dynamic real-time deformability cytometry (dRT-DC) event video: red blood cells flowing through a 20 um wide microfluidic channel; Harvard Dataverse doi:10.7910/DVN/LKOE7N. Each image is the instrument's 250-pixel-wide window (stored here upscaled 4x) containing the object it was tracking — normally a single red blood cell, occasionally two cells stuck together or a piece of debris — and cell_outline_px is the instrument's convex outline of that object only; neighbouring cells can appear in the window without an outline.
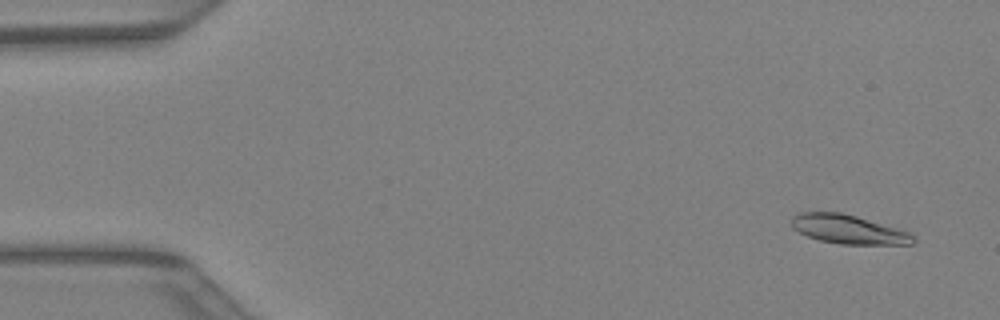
{"species": "Egyptian fruit bat (a non-hibernating species)", "species_latin": "Rousettus aegyptiacus", "temperature_condition": "warm", "stored_images_in_passage": 42, "camera_frame_rate_fps": 3000, "um_per_image_px": 0.085, "animal": {"sex": "female"}, "frame": {"image": 1, "passage_image": 3, "time_ms": 0.667, "image_size_px": [1000, 320], "cell_outline_px": [[916, 240], [912, 244], [840, 244], [820, 240], [808, 236], [792, 228], [792, 216], [800, 212], [840, 212], [856, 216], [908, 232]], "centroid_in_image_um": [72.07, 19.49], "position_along_channel_um": 12.9, "area_um2": 20.17}}
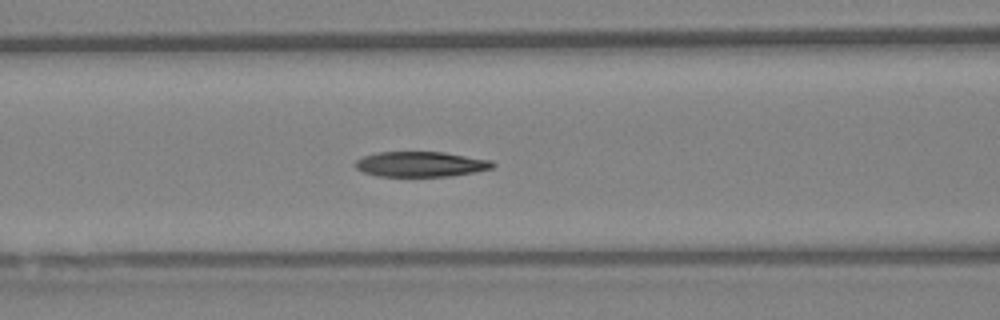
{"frame": {"image": 2, "passage_image": 18, "time_ms": 5.667, "image_size_px": [1000, 320], "cell_outline_px": [[496, 164], [492, 168], [452, 176], [376, 176], [364, 172], [356, 168], [352, 164], [356, 160], [364, 156], [376, 152], [444, 152], [492, 160]], "centroid_in_image_um": [35.74, 13.95], "position_along_channel_um": 130.9, "area_um2": 20.23}}
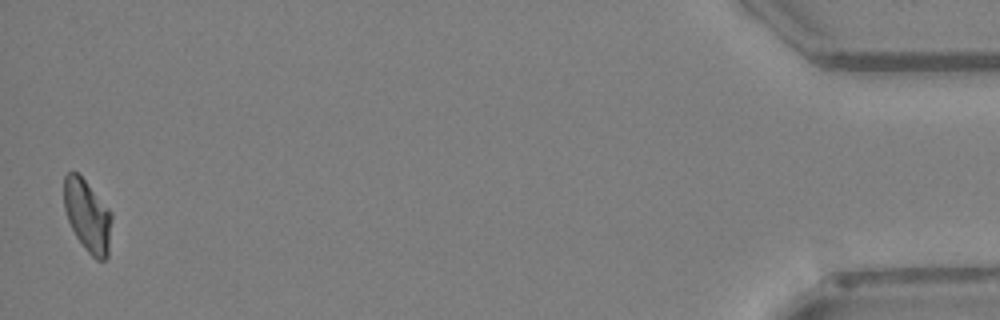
{"frame": {"image": 3, "passage_image": 42, "time_ms": 13.667, "image_size_px": [1000, 320], "cell_outline_px": [[112, 220], [108, 256], [104, 260], [96, 260], [84, 248], [76, 236], [68, 220], [64, 208], [64, 176], [68, 172], [76, 172], [84, 180], [112, 212]], "centroid_in_image_um": [7.45, 18.36], "position_along_channel_um": 427.8, "area_um2": 19.94}}